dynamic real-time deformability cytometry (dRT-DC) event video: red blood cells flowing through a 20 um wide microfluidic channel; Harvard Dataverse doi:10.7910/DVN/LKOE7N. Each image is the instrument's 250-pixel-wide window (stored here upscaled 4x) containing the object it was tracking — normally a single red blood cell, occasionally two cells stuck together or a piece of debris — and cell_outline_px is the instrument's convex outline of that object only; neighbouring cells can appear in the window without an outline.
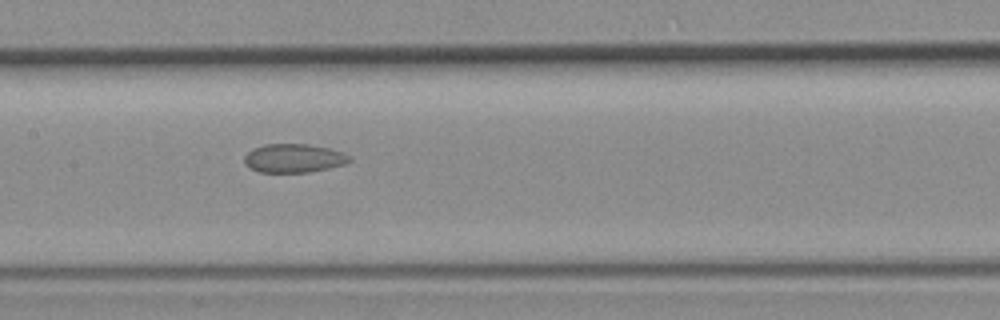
{"species": "common noctule bat (a hibernating species)", "species_latin": "Nyctalus noctula", "temperature_condition": "room temperature", "stored_images_in_passage": 52, "segment_of_instrument_passage": [2, 2], "camera_frame_rate_fps": 3000, "um_per_image_px": 0.085, "animal": {"sex": "female", "body_mass_g": 19.3, "forearm_length_mm": 54.1}, "frame": {"image": 1, "passage_image": 25, "time_ms": 8.0, "image_size_px": [1000, 320], "cell_outline_px": [[352, 160], [344, 164], [328, 168], [308, 172], [260, 172], [252, 168], [244, 160], [244, 156], [252, 148], [264, 144], [308, 144], [328, 148], [344, 152]], "centroid_in_image_um": [24.98, 13.43], "position_along_channel_um": 182.4, "area_um2": 17.4}}
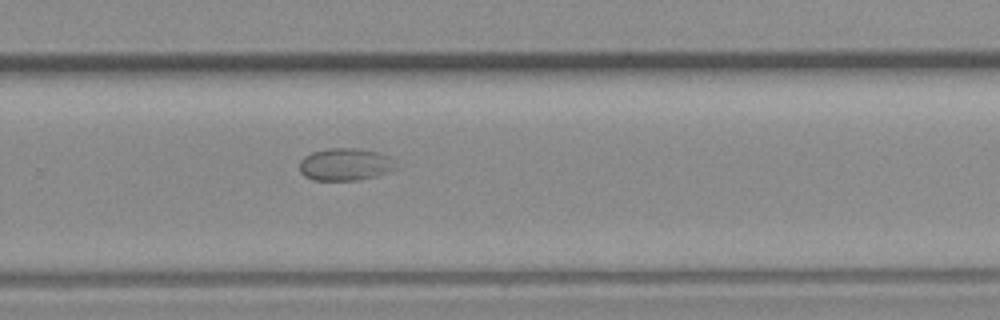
{"frame": {"image": 2, "passage_image": 34, "time_ms": 11.0, "image_size_px": [1000, 320], "cell_outline_px": [[404, 168], [376, 176], [360, 180], [312, 180], [304, 176], [300, 172], [300, 160], [304, 156], [312, 152], [328, 148], [360, 148], [380, 152], [404, 164]], "centroid_in_image_um": [29.48, 13.97], "position_along_channel_um": 300.3, "area_um2": 19.02}}
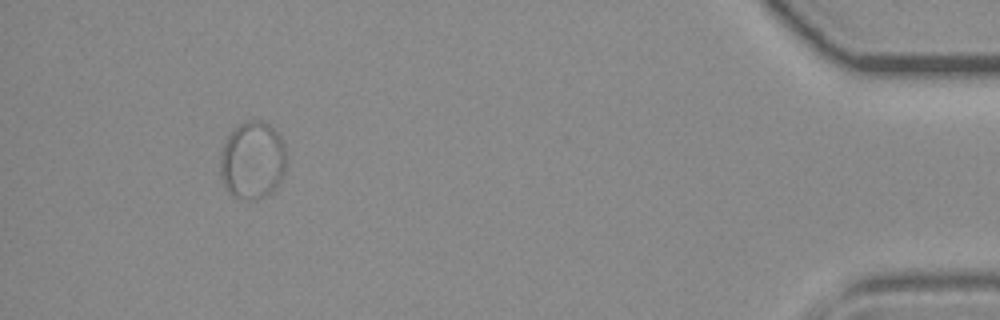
{"frame": {"image": 3, "passage_image": 48, "time_ms": 15.667, "image_size_px": [1000, 320], "cell_outline_px": [[288, 156], [284, 172], [280, 180], [272, 192], [256, 200], [248, 200], [232, 196], [224, 188], [220, 180], [220, 152], [224, 140], [236, 124], [244, 120], [264, 120], [280, 132]], "centroid_in_image_um": [21.45, 13.59], "position_along_channel_um": 413.7, "area_um2": 31.15}}